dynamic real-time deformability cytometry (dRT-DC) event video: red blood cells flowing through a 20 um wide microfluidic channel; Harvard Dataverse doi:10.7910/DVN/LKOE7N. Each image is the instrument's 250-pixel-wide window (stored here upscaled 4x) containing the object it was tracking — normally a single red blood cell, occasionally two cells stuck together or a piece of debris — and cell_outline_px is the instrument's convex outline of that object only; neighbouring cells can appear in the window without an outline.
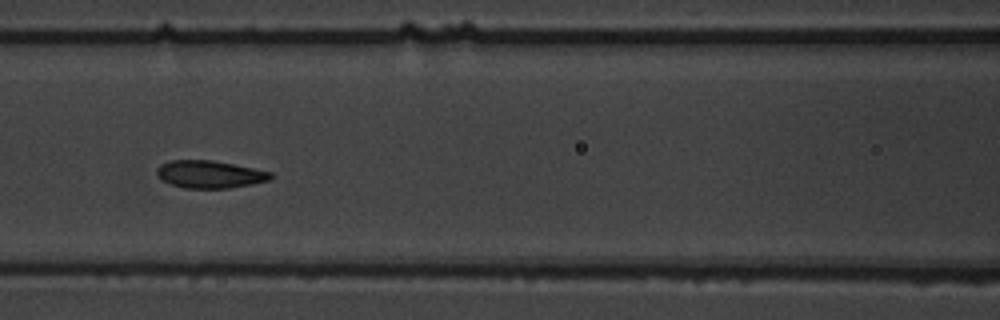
{"species": "common noctule bat (a hibernating species)", "species_latin": "Nyctalus noctula", "temperature_condition": "warm", "stored_images_in_passage": 9, "camera_frame_rate_fps": 3000, "um_per_image_px": 0.085, "animal": {"sex": "male", "body_mass_g": 19.5, "forearm_length_mm": 54.6}, "frame": {"image": 1, "passage_image": 6, "time_ms": 7.333, "image_size_px": [1000, 320], "cell_outline_px": [[272, 176], [268, 180], [252, 184], [228, 188], [184, 188], [160, 180], [156, 172], [156, 168], [160, 164], [168, 160], [212, 160], [272, 172]], "centroid_in_image_um": [17.77, 14.81], "position_along_channel_um": 148.8, "area_um2": 18.21}}
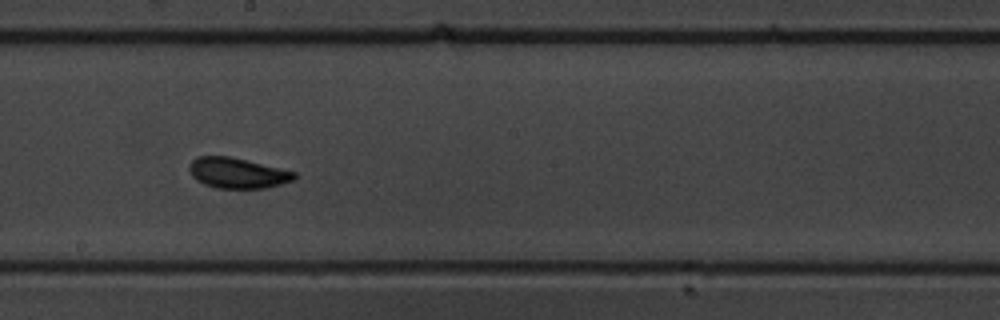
{"frame": {"image": 2, "passage_image": 8, "time_ms": 9.667, "image_size_px": [1000, 320], "cell_outline_px": [[296, 180], [268, 188], [216, 188], [204, 184], [196, 180], [192, 176], [188, 168], [192, 160], [196, 156], [228, 156], [296, 172]], "centroid_in_image_um": [20.18, 14.72], "position_along_channel_um": 228.0, "area_um2": 18.67}}
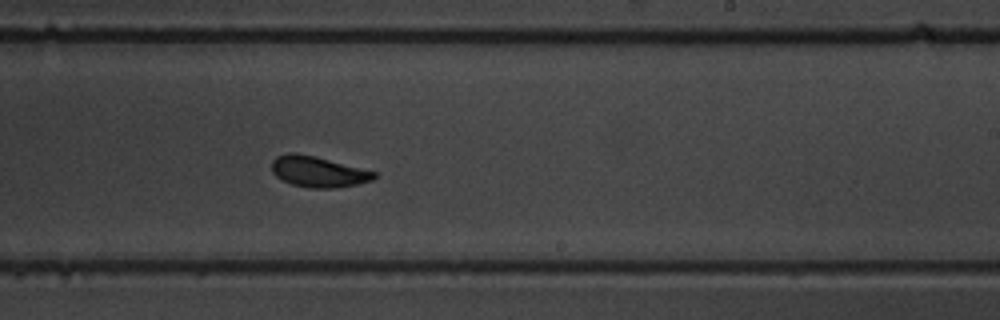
{"frame": {"image": 3, "passage_image": 9, "time_ms": 10.667, "image_size_px": [1000, 320], "cell_outline_px": [[376, 176], [372, 180], [356, 184], [336, 188], [308, 188], [292, 184], [276, 176], [272, 172], [272, 160], [276, 156], [288, 152], [296, 152], [376, 172]], "centroid_in_image_um": [27.0, 14.6], "position_along_channel_um": 262.0, "area_um2": 18.09}}